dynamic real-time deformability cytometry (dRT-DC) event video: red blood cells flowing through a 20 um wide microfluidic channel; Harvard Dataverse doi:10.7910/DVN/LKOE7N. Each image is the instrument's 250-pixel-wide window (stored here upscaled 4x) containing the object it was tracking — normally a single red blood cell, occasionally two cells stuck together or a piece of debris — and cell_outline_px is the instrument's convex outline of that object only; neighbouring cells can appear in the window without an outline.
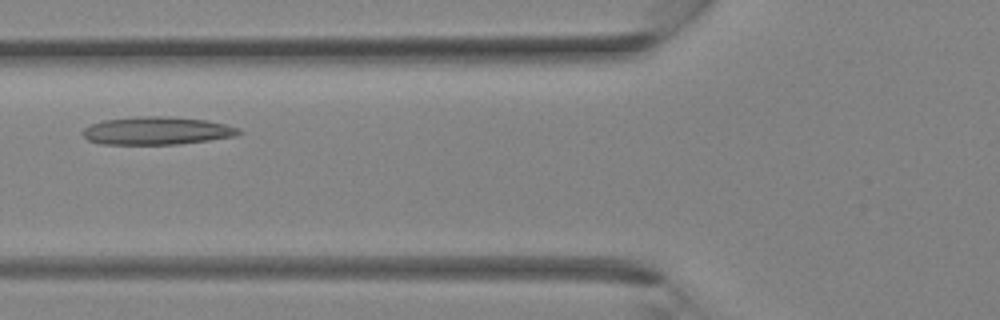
{"species": "Egyptian fruit bat (a non-hibernating species)", "species_latin": "Rousettus aegyptiacus", "temperature_condition": "room temperature", "stored_images_in_passage": 31, "camera_frame_rate_fps": 3000, "um_per_image_px": 0.085, "animal": {"sex": "female"}, "frame": {"image": 1, "passage_image": 9, "time_ms": 2.667, "image_size_px": [1000, 320], "cell_outline_px": [[244, 132], [236, 136], [180, 144], [100, 144], [88, 140], [80, 132], [84, 128], [92, 124], [104, 120], [136, 116], [168, 116], [204, 120], [224, 124], [240, 128]], "centroid_in_image_um": [13.33, 11.11], "position_along_channel_um": 112.5, "area_um2": 25.43}}
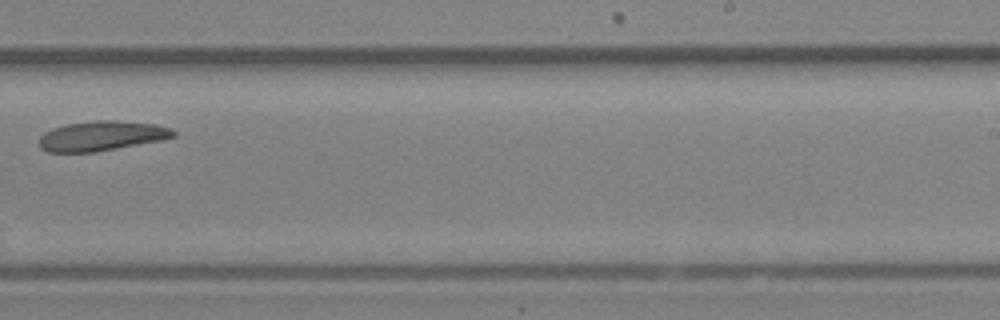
{"frame": {"image": 2, "passage_image": 18, "time_ms": 5.667, "image_size_px": [1000, 320], "cell_outline_px": [[176, 136], [160, 140], [92, 152], [48, 152], [40, 148], [40, 136], [44, 132], [52, 128], [68, 124], [96, 120], [116, 120], [156, 124], [172, 128], [176, 132]], "centroid_in_image_um": [8.64, 11.54], "position_along_channel_um": 280.4, "area_um2": 23.12}}
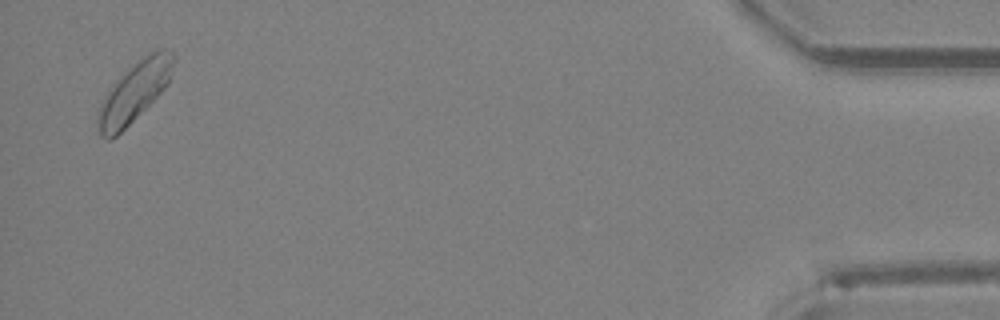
{"frame": {"image": 3, "passage_image": 30, "time_ms": 9.667, "image_size_px": [1000, 320], "cell_outline_px": [[176, 60], [168, 84], [116, 136], [108, 140], [100, 136], [96, 124], [96, 112], [104, 96], [112, 84], [128, 68], [144, 56], [156, 48], [164, 48], [172, 52], [176, 56]], "centroid_in_image_um": [11.4, 7.78], "position_along_channel_um": 423.8, "area_um2": 26.3}}